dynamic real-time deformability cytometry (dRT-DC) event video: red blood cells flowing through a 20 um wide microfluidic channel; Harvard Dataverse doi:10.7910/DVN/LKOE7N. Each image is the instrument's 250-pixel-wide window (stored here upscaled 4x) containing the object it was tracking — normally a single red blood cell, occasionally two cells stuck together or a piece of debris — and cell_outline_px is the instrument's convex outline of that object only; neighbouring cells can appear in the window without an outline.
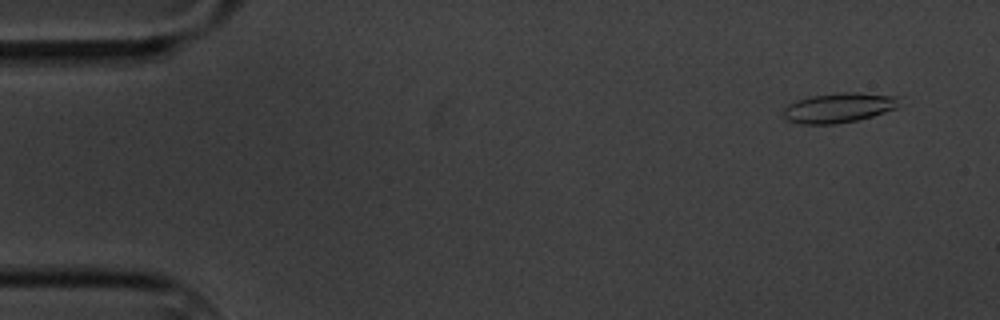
{"species": "common noctule bat (a hibernating species)", "species_latin": "Nyctalus noctula", "temperature_condition": "cold", "stored_images_in_passage": 6, "camera_frame_rate_fps": 3000, "um_per_image_px": 0.085, "animal": {"sex": "male", "body_mass_g": 20.1, "forearm_length_mm": 53.5}, "frame": {"image": 1, "passage_image": 1, "time_ms": 0.0, "image_size_px": [1000, 320], "cell_outline_px": [[900, 96], [896, 108], [872, 116], [856, 120], [836, 124], [800, 124], [788, 120], [784, 116], [784, 108], [788, 104], [796, 100], [812, 96], [840, 92], [860, 92]], "centroid_in_image_um": [71.3, 9.15], "position_along_channel_um": 13.7, "area_um2": 20.11}}